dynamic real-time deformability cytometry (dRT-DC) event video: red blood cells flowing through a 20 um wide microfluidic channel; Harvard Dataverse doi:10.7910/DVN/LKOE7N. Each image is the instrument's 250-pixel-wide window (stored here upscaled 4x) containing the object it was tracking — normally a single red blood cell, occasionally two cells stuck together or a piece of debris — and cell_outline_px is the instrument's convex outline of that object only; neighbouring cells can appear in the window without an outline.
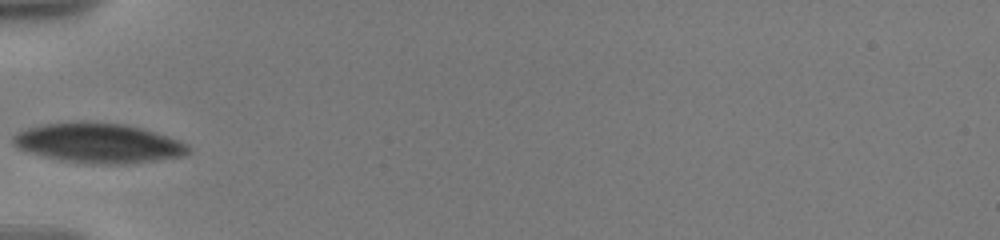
{"species": "human", "species_latin": "Homo sapiens", "temperature_condition": "warm", "stored_images_in_passage": 10, "camera_frame_rate_fps": 3000, "um_per_image_px": 0.085, "donor": {"sex": "male"}, "frame": {"image": 1, "passage_image": 1, "time_ms": 0.0, "image_size_px": [1000, 240], "cell_outline_px": [[188, 152], [184, 156], [156, 160], [124, 164], [92, 164], [64, 160], [32, 152], [20, 148], [12, 144], [12, 136], [28, 128], [40, 124], [80, 120], [84, 120], [124, 124], [140, 128], [188, 144]], "centroid_in_image_um": [8.34, 12.14], "position_along_channel_um": 76.7, "area_um2": 40.17}}
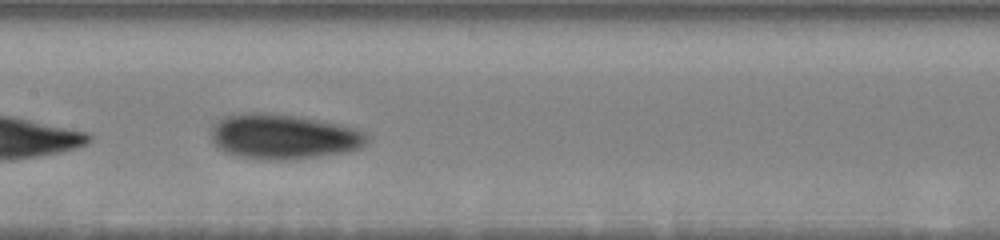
{"frame": {"image": 2, "passage_image": 8, "time_ms": 3.0, "image_size_px": [1000, 240], "cell_outline_px": [[368, 140], [356, 148], [344, 152], [316, 156], [280, 160], [264, 160], [240, 156], [228, 152], [220, 148], [212, 140], [212, 124], [224, 116], [244, 112], [264, 112], [300, 116], [340, 124], [356, 128], [364, 132], [368, 136]], "centroid_in_image_um": [24.06, 11.58], "position_along_channel_um": 183.3, "area_um2": 40.63}}
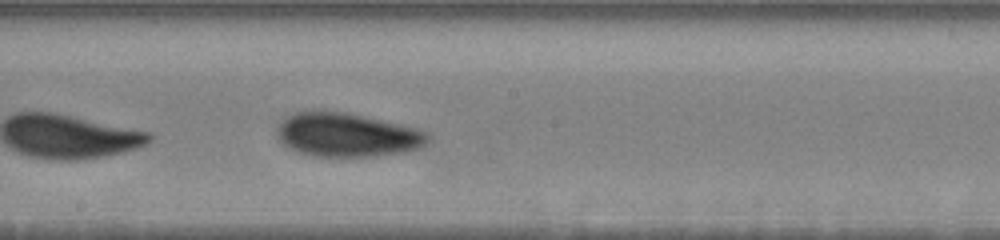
{"frame": {"image": 3, "passage_image": 10, "time_ms": 4.0, "image_size_px": [1000, 240], "cell_outline_px": [[432, 136], [424, 144], [416, 148], [404, 152], [368, 156], [312, 156], [288, 148], [280, 140], [276, 132], [276, 128], [284, 116], [292, 112], [312, 108], [316, 108], [348, 112], [400, 124], [416, 128], [428, 132]], "centroid_in_image_um": [29.42, 11.41], "position_along_channel_um": 218.8, "area_um2": 39.19}}